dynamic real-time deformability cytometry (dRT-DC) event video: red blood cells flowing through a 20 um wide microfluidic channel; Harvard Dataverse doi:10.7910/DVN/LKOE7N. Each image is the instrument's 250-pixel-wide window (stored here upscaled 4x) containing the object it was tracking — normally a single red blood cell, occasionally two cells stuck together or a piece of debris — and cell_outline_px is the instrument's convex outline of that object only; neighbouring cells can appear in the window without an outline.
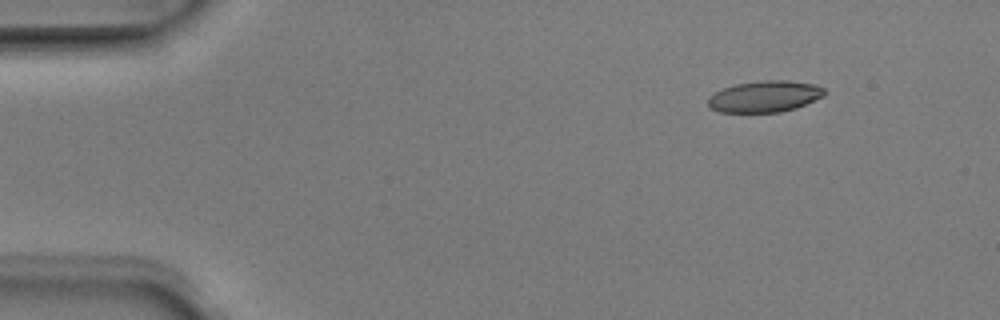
{"species": "Egyptian fruit bat (a non-hibernating species)", "species_latin": "Rousettus aegyptiacus", "temperature_condition": "room temperature", "stored_images_in_passage": 6, "camera_frame_rate_fps": 3000, "um_per_image_px": 0.085, "animal": {"sex": "male"}, "frame": {"image": 1, "passage_image": 1, "time_ms": 0.0, "image_size_px": [1000, 320], "cell_outline_px": [[828, 92], [824, 96], [796, 108], [780, 112], [720, 112], [712, 108], [708, 104], [708, 96], [724, 88], [736, 84], [764, 80], [788, 80], [816, 84], [824, 88]], "centroid_in_image_um": [65.05, 8.19], "position_along_channel_um": 20.0, "area_um2": 21.33}}
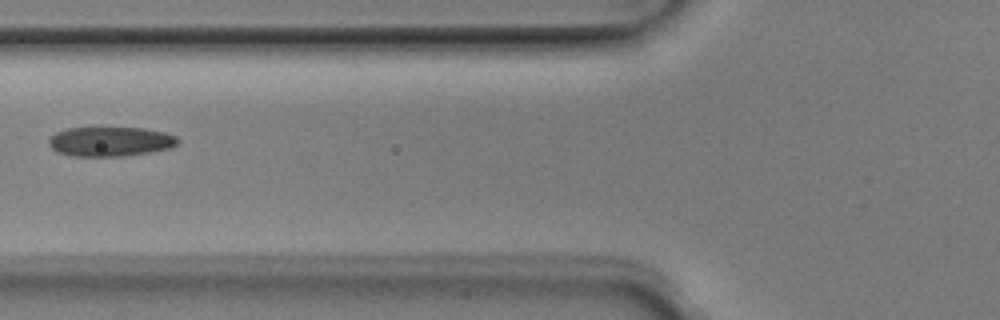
{"frame": {"image": 2, "passage_image": 5, "time_ms": 1.333, "image_size_px": [1000, 320], "cell_outline_px": [[180, 140], [172, 148], [152, 152], [124, 156], [72, 156], [56, 152], [48, 144], [48, 140], [56, 132], [68, 128], [144, 128], [164, 132], [176, 136]], "centroid_in_image_um": [9.39, 12.04], "position_along_channel_um": 116.4, "area_um2": 22.31}}
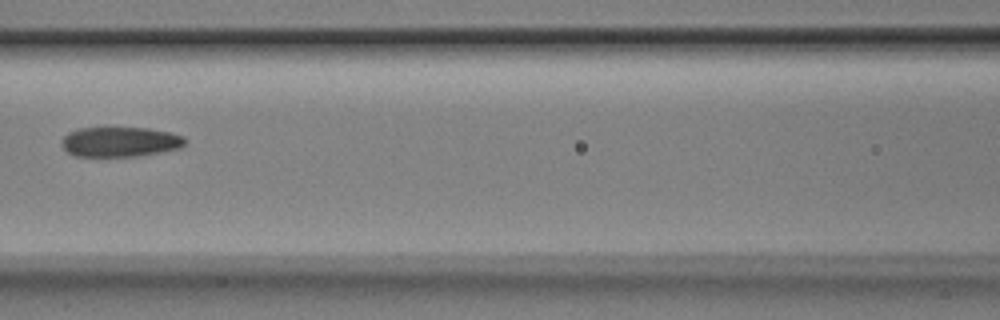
{"frame": {"image": 3, "passage_image": 6, "time_ms": 1.667, "image_size_px": [1000, 320], "cell_outline_px": [[188, 140], [180, 148], [140, 156], [76, 156], [68, 152], [60, 144], [60, 140], [68, 132], [80, 128], [148, 128], [172, 132], [184, 136]], "centroid_in_image_um": [10.23, 12.05], "position_along_channel_um": 156.4, "area_um2": 21.68}}